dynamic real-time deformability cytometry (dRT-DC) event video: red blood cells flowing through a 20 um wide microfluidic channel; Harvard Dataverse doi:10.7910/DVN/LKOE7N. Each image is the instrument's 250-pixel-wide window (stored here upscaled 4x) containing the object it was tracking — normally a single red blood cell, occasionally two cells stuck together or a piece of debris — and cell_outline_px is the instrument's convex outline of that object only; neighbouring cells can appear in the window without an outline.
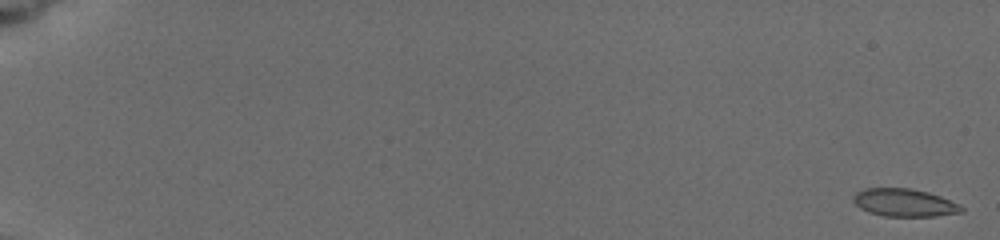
{"species": "common noctule bat (a hibernating species)", "species_latin": "Nyctalus noctula", "temperature_condition": "cold", "stored_images_in_passage": 63, "camera_frame_rate_fps": 3000, "um_per_image_px": 0.085, "animal": {"sex": "female", "body_mass_g": 19.5, "forearm_length_mm": 54.1}, "frame": {"image": 1, "passage_image": 1, "time_ms": 0.0, "image_size_px": [1000, 240], "cell_outline_px": [[964, 212], [936, 216], [884, 216], [868, 212], [860, 208], [852, 200], [852, 196], [856, 192], [864, 188], [908, 188], [928, 192], [940, 196], [960, 204], [964, 208]], "centroid_in_image_um": [76.87, 17.23], "position_along_channel_um": 8.1, "area_um2": 17.63}}
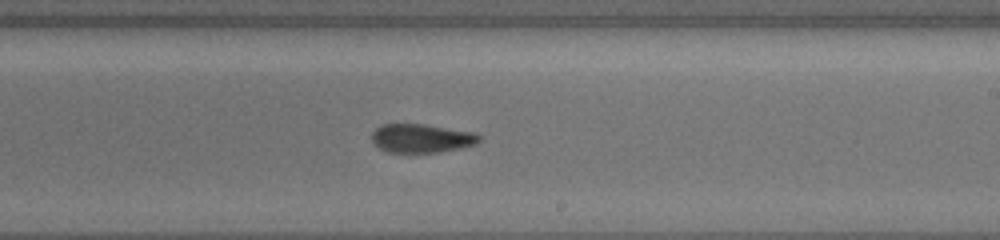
{"frame": {"image": 2, "passage_image": 44, "time_ms": 11.667, "image_size_px": [1000, 240], "cell_outline_px": [[480, 140], [476, 144], [460, 148], [440, 152], [388, 152], [380, 148], [372, 140], [372, 132], [376, 128], [384, 124], [424, 124], [476, 132], [480, 136]], "centroid_in_image_um": [35.86, 11.75], "position_along_channel_um": 253.1, "area_um2": 17.92}}
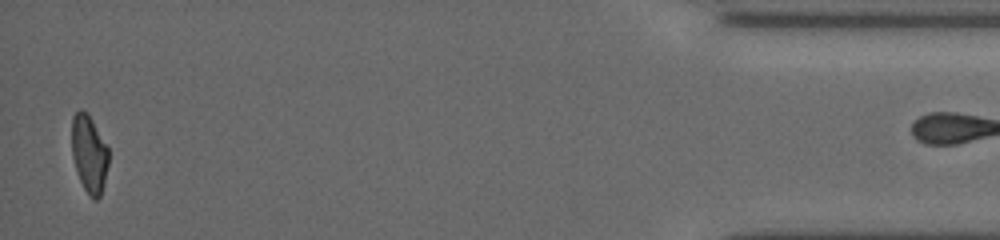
{"frame": {"image": 3, "passage_image": 62, "time_ms": 18.0, "image_size_px": [1000, 240], "cell_outline_px": [[108, 164], [104, 184], [100, 196], [96, 200], [92, 200], [88, 196], [80, 180], [72, 156], [72, 116], [80, 108], [88, 112], [108, 148]], "centroid_in_image_um": [7.58, 13.07], "position_along_channel_um": 427.6, "area_um2": 16.7}}